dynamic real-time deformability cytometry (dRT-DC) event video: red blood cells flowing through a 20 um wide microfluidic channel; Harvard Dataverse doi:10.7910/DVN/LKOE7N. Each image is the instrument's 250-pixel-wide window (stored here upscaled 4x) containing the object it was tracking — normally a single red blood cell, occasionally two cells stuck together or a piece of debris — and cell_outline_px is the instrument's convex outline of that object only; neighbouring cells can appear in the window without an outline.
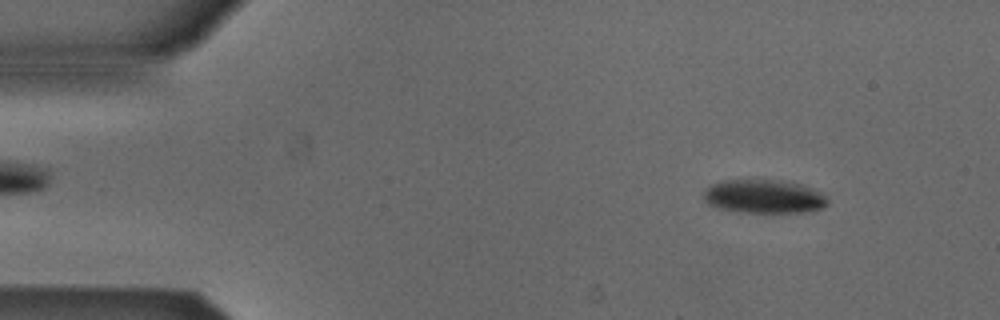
{"species": "Egyptian fruit bat (a non-hibernating species)", "species_latin": "Rousettus aegyptiacus", "temperature_condition": "cold", "stored_images_in_passage": 51, "camera_frame_rate_fps": 3000, "um_per_image_px": 0.085, "animal": {"sex": "male"}, "frame": {"image": 1, "passage_image": 5, "time_ms": 1.333, "image_size_px": [1000, 320], "cell_outline_px": [[828, 204], [824, 208], [804, 212], [740, 212], [716, 208], [708, 204], [704, 200], [704, 188], [708, 184], [724, 180], [780, 180], [800, 184], [824, 196], [828, 200]], "centroid_in_image_um": [64.85, 16.7], "position_along_channel_um": 20.2, "area_um2": 24.28}}
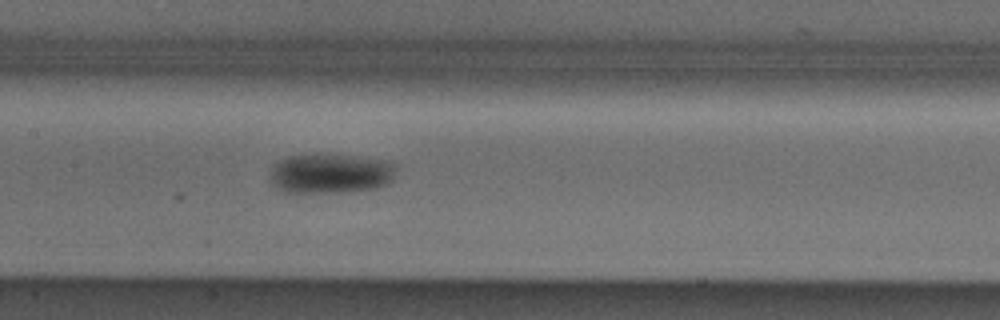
{"frame": {"image": 2, "passage_image": 24, "time_ms": 7.667, "image_size_px": [1000, 320], "cell_outline_px": [[392, 180], [388, 184], [372, 188], [340, 192], [284, 192], [276, 188], [272, 184], [268, 176], [272, 168], [280, 160], [288, 156], [348, 156], [388, 160], [392, 164]], "centroid_in_image_um": [28.03, 14.77], "position_along_channel_um": 179.4, "area_um2": 28.38}}
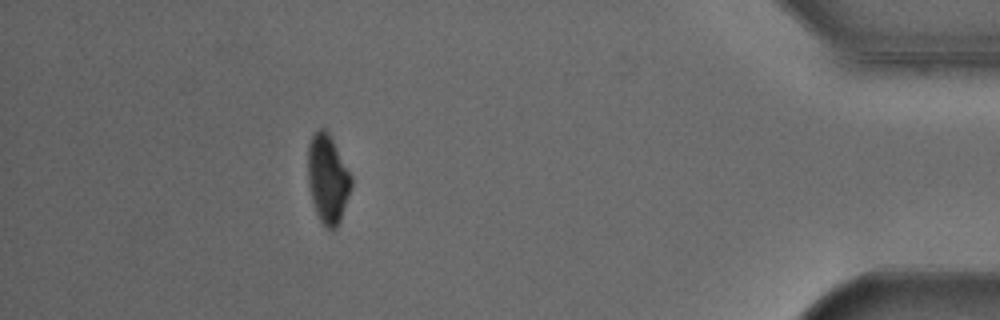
{"frame": {"image": 3, "passage_image": 46, "time_ms": 15.0, "image_size_px": [1000, 320], "cell_outline_px": [[352, 184], [340, 220], [336, 228], [324, 228], [316, 212], [312, 200], [308, 184], [308, 144], [312, 136], [320, 128], [324, 128], [328, 132], [352, 176]], "centroid_in_image_um": [27.85, 15.2], "position_along_channel_um": 407.4, "area_um2": 22.14}, "authors_computed_cell_mechanics": {"area_um2": 25.8944, "velocity_mm_per_s": 3.871, "shape_relaxation_time_tau1_ms": 2.8196, "shape_relaxation_time_tau2_ms": null, "deformation_change_tau1": 0.0981, "deformation_change_tau2": null}}